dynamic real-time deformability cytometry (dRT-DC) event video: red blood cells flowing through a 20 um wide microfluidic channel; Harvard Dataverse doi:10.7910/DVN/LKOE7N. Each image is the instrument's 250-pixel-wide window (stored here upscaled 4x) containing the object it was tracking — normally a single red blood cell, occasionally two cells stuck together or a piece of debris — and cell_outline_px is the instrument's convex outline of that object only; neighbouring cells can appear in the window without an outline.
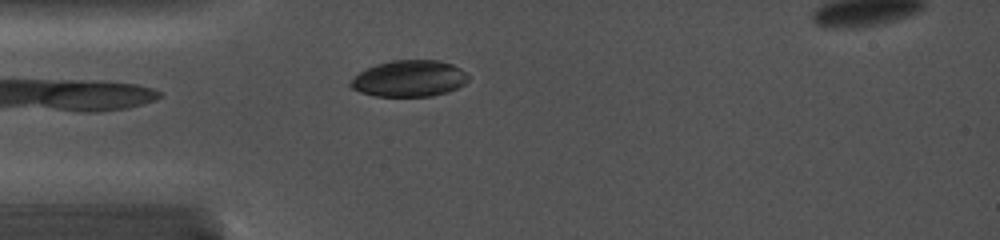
{"species": "common noctule bat (a hibernating species)", "species_latin": "Nyctalus noctula", "temperature_condition": "cold", "stored_images_in_passage": 4, "camera_frame_rate_fps": 5000, "um_per_image_px": 0.085, "animal": {"sex": "female", "body_mass_g": 19.0, "forearm_length_mm": 56.7}, "frame": {"image": 1, "passage_image": 2, "time_ms": 0.6, "image_size_px": [1000, 240], "cell_outline_px": [[468, 80], [464, 84], [448, 92], [432, 96], [376, 96], [360, 92], [352, 88], [348, 84], [360, 72], [376, 64], [392, 60], [440, 60], [452, 64], [468, 72]], "centroid_in_image_um": [34.82, 6.67], "position_along_channel_um": 50.2, "area_um2": 24.97}}